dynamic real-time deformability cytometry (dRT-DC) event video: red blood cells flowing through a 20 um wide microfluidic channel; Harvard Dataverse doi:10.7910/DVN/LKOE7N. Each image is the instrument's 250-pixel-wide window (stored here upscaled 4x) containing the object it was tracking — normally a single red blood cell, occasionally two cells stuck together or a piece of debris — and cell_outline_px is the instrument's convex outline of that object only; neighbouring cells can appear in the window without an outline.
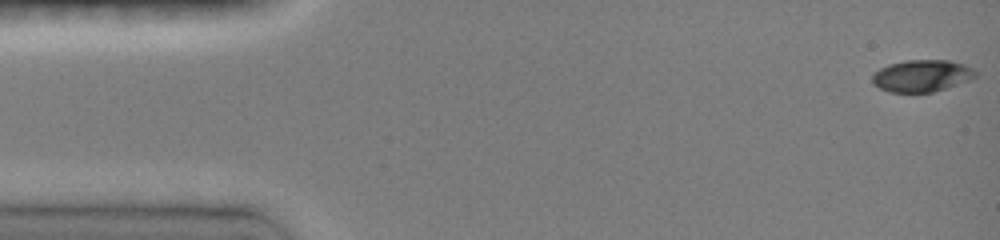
{"species": "common noctule bat (a hibernating species)", "species_latin": "Nyctalus noctula", "temperature_condition": "room temperature", "stored_images_in_passage": 47, "camera_frame_rate_fps": 3000, "um_per_image_px": 0.085, "animal": {"sex": "female", "body_mass_g": 19.0, "forearm_length_mm": 51.5}, "frame": {"image": 1, "passage_image": 1, "time_ms": 0.0, "image_size_px": [1000, 240], "cell_outline_px": [[976, 76], [968, 80], [932, 92], [888, 92], [872, 84], [872, 76], [880, 68], [888, 64], [904, 60], [948, 60], [964, 64], [972, 68], [976, 72]], "centroid_in_image_um": [78.31, 6.43], "position_along_channel_um": 6.7, "area_um2": 19.07}}
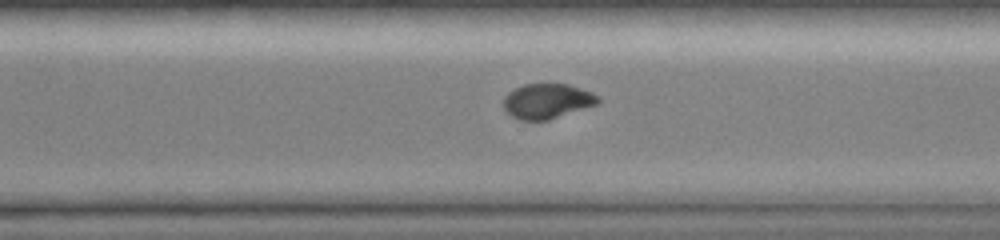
{"frame": {"image": 2, "passage_image": 33, "time_ms": 10.667, "image_size_px": [1000, 240], "cell_outline_px": [[600, 100], [596, 104], [548, 120], [520, 120], [512, 116], [504, 108], [504, 96], [508, 92], [524, 84], [568, 84], [592, 92]], "centroid_in_image_um": [46.48, 8.59], "position_along_channel_um": 324.1, "area_um2": 18.96}}
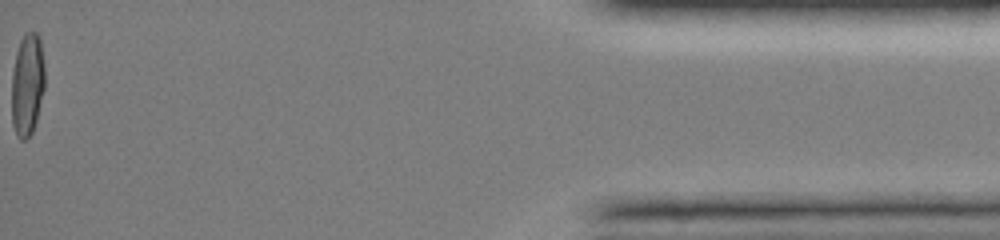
{"frame": {"image": 3, "passage_image": 47, "time_ms": 15.333, "image_size_px": [1000, 240], "cell_outline_px": [[44, 88], [36, 120], [32, 132], [24, 140], [20, 140], [16, 136], [12, 124], [12, 72], [16, 52], [20, 40], [24, 32], [36, 32], [40, 36], [44, 64]], "centroid_in_image_um": [2.32, 7.15], "position_along_channel_um": 432.9, "area_um2": 19.94}, "authors_computed_cell_mechanics": {"area_um2": 19.7676, "velocity_mm_per_s": 4.1322, "shape_relaxation_time_tau1_ms": 5.0586, "shape_relaxation_time_tau2_ms": 2.1171, "deformation_change_tau1": 0.1932, "deformation_change_tau2": 0.0269}}